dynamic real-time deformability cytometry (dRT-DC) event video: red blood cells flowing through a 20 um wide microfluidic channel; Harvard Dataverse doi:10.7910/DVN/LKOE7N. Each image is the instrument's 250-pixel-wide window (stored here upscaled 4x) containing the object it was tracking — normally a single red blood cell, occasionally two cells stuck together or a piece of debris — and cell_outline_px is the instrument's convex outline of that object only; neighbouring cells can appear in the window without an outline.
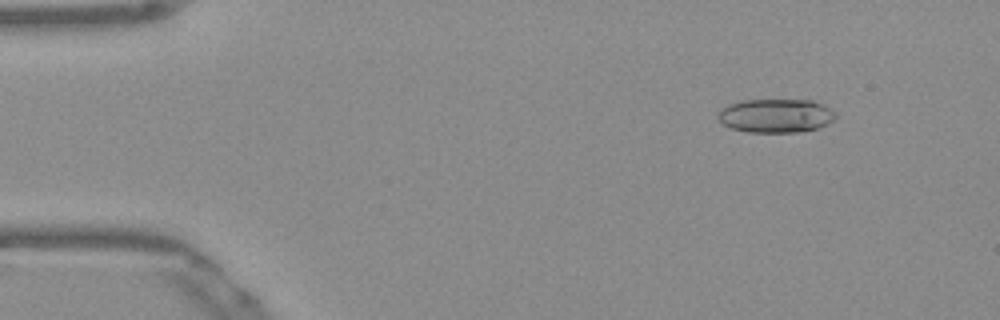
{"species": "Egyptian fruit bat (a non-hibernating species)", "species_latin": "Rousettus aegyptiacus", "temperature_condition": "warm", "stored_images_in_passage": 52, "camera_frame_rate_fps": 3000, "um_per_image_px": 0.085, "frame": {"image": 1, "passage_image": 6, "time_ms": 1.667, "image_size_px": [1000, 320], "cell_outline_px": [[836, 116], [832, 120], [816, 128], [796, 132], [748, 132], [732, 128], [724, 124], [716, 116], [724, 108], [740, 100], [812, 100], [824, 104], [836, 112]], "centroid_in_image_um": [65.96, 9.82], "position_along_channel_um": 19.0, "area_um2": 22.83}}
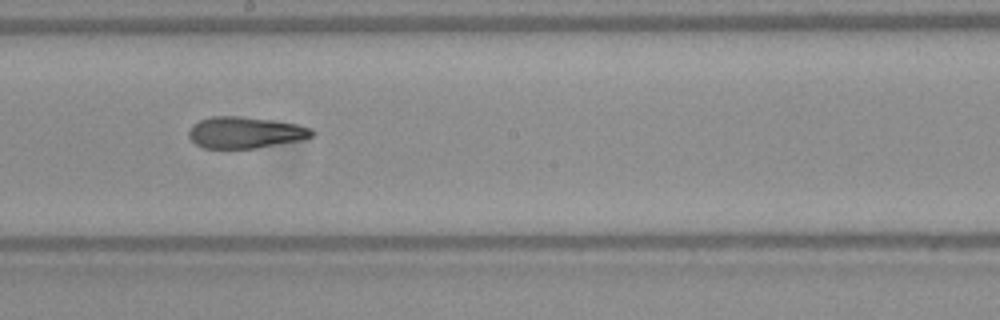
{"frame": {"image": 2, "passage_image": 29, "time_ms": 9.333, "image_size_px": [1000, 320], "cell_outline_px": [[316, 132], [312, 136], [304, 140], [256, 148], [204, 148], [196, 144], [188, 136], [188, 132], [192, 124], [200, 120], [212, 116], [240, 116], [272, 120], [296, 124], [312, 128]], "centroid_in_image_um": [20.86, 11.26], "position_along_channel_um": 227.3, "area_um2": 22.72}}
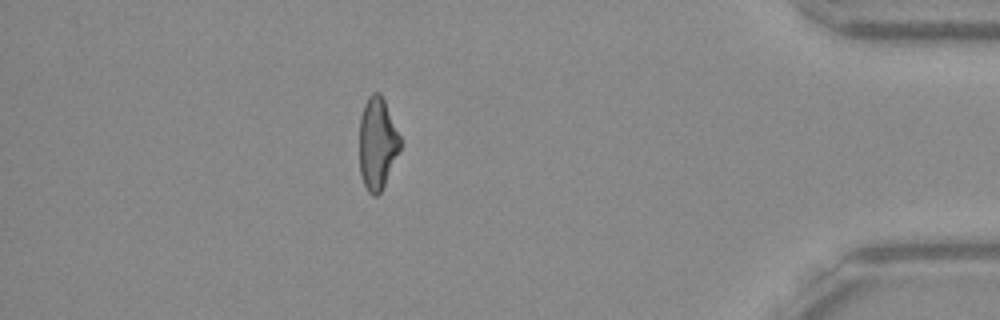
{"frame": {"image": 3, "passage_image": 46, "time_ms": 15.0, "image_size_px": [1000, 320], "cell_outline_px": [[400, 148], [384, 184], [380, 192], [376, 196], [372, 196], [368, 192], [360, 176], [360, 116], [364, 104], [368, 96], [372, 92], [380, 92], [384, 100], [400, 136]], "centroid_in_image_um": [32.05, 12.17], "position_along_channel_um": 403.2, "area_um2": 21.62}, "authors_computed_cell_mechanics": {"area_um2": 22.9177, "velocity_mm_per_s": 3.8932, "shape_relaxation_time_tau1_ms": 9.965, "shape_relaxation_time_tau2_ms": 3.2494, "deformation_change_tau1": 0.259, "deformation_change_tau2": 0.1204}}